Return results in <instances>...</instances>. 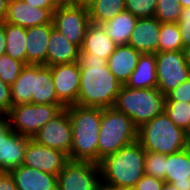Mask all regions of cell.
Masks as SVG:
<instances>
[{"mask_svg":"<svg viewBox=\"0 0 190 190\" xmlns=\"http://www.w3.org/2000/svg\"><path fill=\"white\" fill-rule=\"evenodd\" d=\"M137 17L129 11L124 10L113 19L102 23L107 36L114 41L117 46L128 45V41L135 27Z\"/></svg>","mask_w":190,"mask_h":190,"instance_id":"d4e9b609","label":"cell"},{"mask_svg":"<svg viewBox=\"0 0 190 190\" xmlns=\"http://www.w3.org/2000/svg\"><path fill=\"white\" fill-rule=\"evenodd\" d=\"M78 64L80 88L77 105L113 107L122 84L109 70L107 60L92 53H79Z\"/></svg>","mask_w":190,"mask_h":190,"instance_id":"6da1fadb","label":"cell"},{"mask_svg":"<svg viewBox=\"0 0 190 190\" xmlns=\"http://www.w3.org/2000/svg\"><path fill=\"white\" fill-rule=\"evenodd\" d=\"M37 8H57L56 0H23Z\"/></svg>","mask_w":190,"mask_h":190,"instance_id":"ab89813d","label":"cell"},{"mask_svg":"<svg viewBox=\"0 0 190 190\" xmlns=\"http://www.w3.org/2000/svg\"><path fill=\"white\" fill-rule=\"evenodd\" d=\"M48 148L57 149L69 156L72 147V126L66 108L50 119L32 138Z\"/></svg>","mask_w":190,"mask_h":190,"instance_id":"8fae6325","label":"cell"},{"mask_svg":"<svg viewBox=\"0 0 190 190\" xmlns=\"http://www.w3.org/2000/svg\"><path fill=\"white\" fill-rule=\"evenodd\" d=\"M13 106L32 103L33 64H27L15 82L10 86Z\"/></svg>","mask_w":190,"mask_h":190,"instance_id":"4316f807","label":"cell"},{"mask_svg":"<svg viewBox=\"0 0 190 190\" xmlns=\"http://www.w3.org/2000/svg\"><path fill=\"white\" fill-rule=\"evenodd\" d=\"M96 0H81V7L88 8L92 3H94Z\"/></svg>","mask_w":190,"mask_h":190,"instance_id":"f6af8a7d","label":"cell"},{"mask_svg":"<svg viewBox=\"0 0 190 190\" xmlns=\"http://www.w3.org/2000/svg\"><path fill=\"white\" fill-rule=\"evenodd\" d=\"M100 179L99 164L69 160L57 175V190H98Z\"/></svg>","mask_w":190,"mask_h":190,"instance_id":"ba28073f","label":"cell"},{"mask_svg":"<svg viewBox=\"0 0 190 190\" xmlns=\"http://www.w3.org/2000/svg\"><path fill=\"white\" fill-rule=\"evenodd\" d=\"M141 54L130 45H121L116 46L114 53L108 58L109 70L122 85L128 81Z\"/></svg>","mask_w":190,"mask_h":190,"instance_id":"ffe728a7","label":"cell"},{"mask_svg":"<svg viewBox=\"0 0 190 190\" xmlns=\"http://www.w3.org/2000/svg\"><path fill=\"white\" fill-rule=\"evenodd\" d=\"M32 104H62L56 96L49 66L33 65Z\"/></svg>","mask_w":190,"mask_h":190,"instance_id":"7402d4cb","label":"cell"},{"mask_svg":"<svg viewBox=\"0 0 190 190\" xmlns=\"http://www.w3.org/2000/svg\"><path fill=\"white\" fill-rule=\"evenodd\" d=\"M30 139L12 131L8 115H0V171L9 172L23 164Z\"/></svg>","mask_w":190,"mask_h":190,"instance_id":"7c38bea8","label":"cell"},{"mask_svg":"<svg viewBox=\"0 0 190 190\" xmlns=\"http://www.w3.org/2000/svg\"><path fill=\"white\" fill-rule=\"evenodd\" d=\"M80 49L53 28L48 42L46 66L78 62Z\"/></svg>","mask_w":190,"mask_h":190,"instance_id":"44dd1931","label":"cell"},{"mask_svg":"<svg viewBox=\"0 0 190 190\" xmlns=\"http://www.w3.org/2000/svg\"><path fill=\"white\" fill-rule=\"evenodd\" d=\"M69 160V156L64 152L48 148L31 138L28 141L22 165L57 176Z\"/></svg>","mask_w":190,"mask_h":190,"instance_id":"4fadbf2b","label":"cell"},{"mask_svg":"<svg viewBox=\"0 0 190 190\" xmlns=\"http://www.w3.org/2000/svg\"><path fill=\"white\" fill-rule=\"evenodd\" d=\"M56 8H37L23 0H9L4 22L24 27L42 26L52 23Z\"/></svg>","mask_w":190,"mask_h":190,"instance_id":"9a60e30c","label":"cell"},{"mask_svg":"<svg viewBox=\"0 0 190 190\" xmlns=\"http://www.w3.org/2000/svg\"><path fill=\"white\" fill-rule=\"evenodd\" d=\"M177 23L181 33L183 49H186L190 47V7L183 8Z\"/></svg>","mask_w":190,"mask_h":190,"instance_id":"e575fe53","label":"cell"},{"mask_svg":"<svg viewBox=\"0 0 190 190\" xmlns=\"http://www.w3.org/2000/svg\"><path fill=\"white\" fill-rule=\"evenodd\" d=\"M66 109L71 120L73 137L70 160L98 164L102 108L71 105Z\"/></svg>","mask_w":190,"mask_h":190,"instance_id":"7a4b0ae2","label":"cell"},{"mask_svg":"<svg viewBox=\"0 0 190 190\" xmlns=\"http://www.w3.org/2000/svg\"><path fill=\"white\" fill-rule=\"evenodd\" d=\"M124 86L134 89L157 87L156 54L143 53Z\"/></svg>","mask_w":190,"mask_h":190,"instance_id":"cb8c5ba5","label":"cell"},{"mask_svg":"<svg viewBox=\"0 0 190 190\" xmlns=\"http://www.w3.org/2000/svg\"><path fill=\"white\" fill-rule=\"evenodd\" d=\"M63 104H18L7 114L12 131L29 138L34 135L62 109Z\"/></svg>","mask_w":190,"mask_h":190,"instance_id":"52a82bcc","label":"cell"},{"mask_svg":"<svg viewBox=\"0 0 190 190\" xmlns=\"http://www.w3.org/2000/svg\"><path fill=\"white\" fill-rule=\"evenodd\" d=\"M167 155L146 151L145 174L165 181Z\"/></svg>","mask_w":190,"mask_h":190,"instance_id":"d6a6232c","label":"cell"},{"mask_svg":"<svg viewBox=\"0 0 190 190\" xmlns=\"http://www.w3.org/2000/svg\"><path fill=\"white\" fill-rule=\"evenodd\" d=\"M183 7L179 0H157L155 16L161 23L174 22L180 19Z\"/></svg>","mask_w":190,"mask_h":190,"instance_id":"4dcf8cb0","label":"cell"},{"mask_svg":"<svg viewBox=\"0 0 190 190\" xmlns=\"http://www.w3.org/2000/svg\"><path fill=\"white\" fill-rule=\"evenodd\" d=\"M162 190H177V188L173 186L171 183L165 182Z\"/></svg>","mask_w":190,"mask_h":190,"instance_id":"7dc6e473","label":"cell"},{"mask_svg":"<svg viewBox=\"0 0 190 190\" xmlns=\"http://www.w3.org/2000/svg\"><path fill=\"white\" fill-rule=\"evenodd\" d=\"M116 46L114 41L107 36L102 25L90 23L79 53H92L108 60Z\"/></svg>","mask_w":190,"mask_h":190,"instance_id":"603a6c76","label":"cell"},{"mask_svg":"<svg viewBox=\"0 0 190 190\" xmlns=\"http://www.w3.org/2000/svg\"><path fill=\"white\" fill-rule=\"evenodd\" d=\"M165 113L174 124L187 133L190 130V103L185 101H166Z\"/></svg>","mask_w":190,"mask_h":190,"instance_id":"f546056e","label":"cell"},{"mask_svg":"<svg viewBox=\"0 0 190 190\" xmlns=\"http://www.w3.org/2000/svg\"><path fill=\"white\" fill-rule=\"evenodd\" d=\"M183 53L185 56V62L190 69V47L183 49Z\"/></svg>","mask_w":190,"mask_h":190,"instance_id":"ee69618b","label":"cell"},{"mask_svg":"<svg viewBox=\"0 0 190 190\" xmlns=\"http://www.w3.org/2000/svg\"><path fill=\"white\" fill-rule=\"evenodd\" d=\"M12 106L10 85L0 79V115H7Z\"/></svg>","mask_w":190,"mask_h":190,"instance_id":"8d00e7d4","label":"cell"},{"mask_svg":"<svg viewBox=\"0 0 190 190\" xmlns=\"http://www.w3.org/2000/svg\"><path fill=\"white\" fill-rule=\"evenodd\" d=\"M165 182L177 190H190V146L167 155Z\"/></svg>","mask_w":190,"mask_h":190,"instance_id":"d6986e66","label":"cell"},{"mask_svg":"<svg viewBox=\"0 0 190 190\" xmlns=\"http://www.w3.org/2000/svg\"><path fill=\"white\" fill-rule=\"evenodd\" d=\"M183 8L190 7V0H179Z\"/></svg>","mask_w":190,"mask_h":190,"instance_id":"c3c4849f","label":"cell"},{"mask_svg":"<svg viewBox=\"0 0 190 190\" xmlns=\"http://www.w3.org/2000/svg\"><path fill=\"white\" fill-rule=\"evenodd\" d=\"M138 141L145 151L170 155L190 146L188 133L176 126L166 113L157 115L138 129Z\"/></svg>","mask_w":190,"mask_h":190,"instance_id":"277c9868","label":"cell"},{"mask_svg":"<svg viewBox=\"0 0 190 190\" xmlns=\"http://www.w3.org/2000/svg\"><path fill=\"white\" fill-rule=\"evenodd\" d=\"M26 64L23 61L15 60L6 53L0 56V79L12 85L21 74Z\"/></svg>","mask_w":190,"mask_h":190,"instance_id":"1f68e13d","label":"cell"},{"mask_svg":"<svg viewBox=\"0 0 190 190\" xmlns=\"http://www.w3.org/2000/svg\"><path fill=\"white\" fill-rule=\"evenodd\" d=\"M183 50L178 23H161L158 52Z\"/></svg>","mask_w":190,"mask_h":190,"instance_id":"f1b7e54d","label":"cell"},{"mask_svg":"<svg viewBox=\"0 0 190 190\" xmlns=\"http://www.w3.org/2000/svg\"><path fill=\"white\" fill-rule=\"evenodd\" d=\"M57 7H81V0H56Z\"/></svg>","mask_w":190,"mask_h":190,"instance_id":"60d3db41","label":"cell"},{"mask_svg":"<svg viewBox=\"0 0 190 190\" xmlns=\"http://www.w3.org/2000/svg\"><path fill=\"white\" fill-rule=\"evenodd\" d=\"M52 22L55 29L81 49L86 30L91 23L88 8L57 7L53 12Z\"/></svg>","mask_w":190,"mask_h":190,"instance_id":"30bf717a","label":"cell"},{"mask_svg":"<svg viewBox=\"0 0 190 190\" xmlns=\"http://www.w3.org/2000/svg\"><path fill=\"white\" fill-rule=\"evenodd\" d=\"M9 0H0V23L5 20Z\"/></svg>","mask_w":190,"mask_h":190,"instance_id":"7bdbcfd3","label":"cell"},{"mask_svg":"<svg viewBox=\"0 0 190 190\" xmlns=\"http://www.w3.org/2000/svg\"><path fill=\"white\" fill-rule=\"evenodd\" d=\"M109 190H136L135 187H106Z\"/></svg>","mask_w":190,"mask_h":190,"instance_id":"bcb514c9","label":"cell"},{"mask_svg":"<svg viewBox=\"0 0 190 190\" xmlns=\"http://www.w3.org/2000/svg\"><path fill=\"white\" fill-rule=\"evenodd\" d=\"M113 107L131 118L139 129L157 115L165 113L166 96L158 87L134 89L122 85Z\"/></svg>","mask_w":190,"mask_h":190,"instance_id":"5b68a950","label":"cell"},{"mask_svg":"<svg viewBox=\"0 0 190 190\" xmlns=\"http://www.w3.org/2000/svg\"><path fill=\"white\" fill-rule=\"evenodd\" d=\"M1 24L4 26L6 37L5 53L26 64V29L4 21Z\"/></svg>","mask_w":190,"mask_h":190,"instance_id":"484cf974","label":"cell"},{"mask_svg":"<svg viewBox=\"0 0 190 190\" xmlns=\"http://www.w3.org/2000/svg\"><path fill=\"white\" fill-rule=\"evenodd\" d=\"M126 10L137 18L155 16L157 0H125Z\"/></svg>","mask_w":190,"mask_h":190,"instance_id":"836d02e7","label":"cell"},{"mask_svg":"<svg viewBox=\"0 0 190 190\" xmlns=\"http://www.w3.org/2000/svg\"><path fill=\"white\" fill-rule=\"evenodd\" d=\"M6 49V37L4 26L0 23V56L5 54Z\"/></svg>","mask_w":190,"mask_h":190,"instance_id":"b9f144b4","label":"cell"},{"mask_svg":"<svg viewBox=\"0 0 190 190\" xmlns=\"http://www.w3.org/2000/svg\"><path fill=\"white\" fill-rule=\"evenodd\" d=\"M126 10L125 0H96L88 7L91 23L102 24Z\"/></svg>","mask_w":190,"mask_h":190,"instance_id":"83f0119b","label":"cell"},{"mask_svg":"<svg viewBox=\"0 0 190 190\" xmlns=\"http://www.w3.org/2000/svg\"><path fill=\"white\" fill-rule=\"evenodd\" d=\"M145 153L139 141L100 161L103 187H135L145 174ZM105 183H104V182Z\"/></svg>","mask_w":190,"mask_h":190,"instance_id":"3957f363","label":"cell"},{"mask_svg":"<svg viewBox=\"0 0 190 190\" xmlns=\"http://www.w3.org/2000/svg\"><path fill=\"white\" fill-rule=\"evenodd\" d=\"M0 190H18L10 172L0 171Z\"/></svg>","mask_w":190,"mask_h":190,"instance_id":"f35d334b","label":"cell"},{"mask_svg":"<svg viewBox=\"0 0 190 190\" xmlns=\"http://www.w3.org/2000/svg\"><path fill=\"white\" fill-rule=\"evenodd\" d=\"M161 22L156 18H138L128 45L136 51L149 54L158 53Z\"/></svg>","mask_w":190,"mask_h":190,"instance_id":"2e32d148","label":"cell"},{"mask_svg":"<svg viewBox=\"0 0 190 190\" xmlns=\"http://www.w3.org/2000/svg\"><path fill=\"white\" fill-rule=\"evenodd\" d=\"M188 138H189V141H190V130H189V132H188Z\"/></svg>","mask_w":190,"mask_h":190,"instance_id":"f907efd6","label":"cell"},{"mask_svg":"<svg viewBox=\"0 0 190 190\" xmlns=\"http://www.w3.org/2000/svg\"><path fill=\"white\" fill-rule=\"evenodd\" d=\"M166 101H185L190 103V77L166 95Z\"/></svg>","mask_w":190,"mask_h":190,"instance_id":"d590c367","label":"cell"},{"mask_svg":"<svg viewBox=\"0 0 190 190\" xmlns=\"http://www.w3.org/2000/svg\"><path fill=\"white\" fill-rule=\"evenodd\" d=\"M98 190H109V188L101 186Z\"/></svg>","mask_w":190,"mask_h":190,"instance_id":"681fc988","label":"cell"},{"mask_svg":"<svg viewBox=\"0 0 190 190\" xmlns=\"http://www.w3.org/2000/svg\"><path fill=\"white\" fill-rule=\"evenodd\" d=\"M53 22L26 29V65H46V54Z\"/></svg>","mask_w":190,"mask_h":190,"instance_id":"ac0fdd59","label":"cell"},{"mask_svg":"<svg viewBox=\"0 0 190 190\" xmlns=\"http://www.w3.org/2000/svg\"><path fill=\"white\" fill-rule=\"evenodd\" d=\"M157 87L166 96L190 77L183 50L156 53Z\"/></svg>","mask_w":190,"mask_h":190,"instance_id":"9c48e42d","label":"cell"},{"mask_svg":"<svg viewBox=\"0 0 190 190\" xmlns=\"http://www.w3.org/2000/svg\"><path fill=\"white\" fill-rule=\"evenodd\" d=\"M18 190H57V176L21 165L9 171Z\"/></svg>","mask_w":190,"mask_h":190,"instance_id":"e0dca14e","label":"cell"},{"mask_svg":"<svg viewBox=\"0 0 190 190\" xmlns=\"http://www.w3.org/2000/svg\"><path fill=\"white\" fill-rule=\"evenodd\" d=\"M138 140V128L125 113L114 107L102 108L99 130L98 164L122 147Z\"/></svg>","mask_w":190,"mask_h":190,"instance_id":"8992f818","label":"cell"},{"mask_svg":"<svg viewBox=\"0 0 190 190\" xmlns=\"http://www.w3.org/2000/svg\"><path fill=\"white\" fill-rule=\"evenodd\" d=\"M58 100L65 106L77 105L80 88V66L78 62L50 66Z\"/></svg>","mask_w":190,"mask_h":190,"instance_id":"5bb4252c","label":"cell"},{"mask_svg":"<svg viewBox=\"0 0 190 190\" xmlns=\"http://www.w3.org/2000/svg\"><path fill=\"white\" fill-rule=\"evenodd\" d=\"M165 181L153 176L144 174L143 177L136 183V190H162Z\"/></svg>","mask_w":190,"mask_h":190,"instance_id":"74e56055","label":"cell"}]
</instances>
